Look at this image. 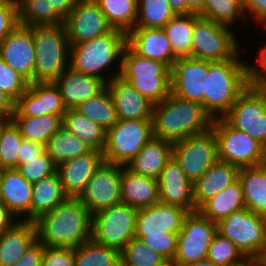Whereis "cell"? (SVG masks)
Segmentation results:
<instances>
[{
  "label": "cell",
  "mask_w": 266,
  "mask_h": 266,
  "mask_svg": "<svg viewBox=\"0 0 266 266\" xmlns=\"http://www.w3.org/2000/svg\"><path fill=\"white\" fill-rule=\"evenodd\" d=\"M92 216L78 198L67 197L33 221L37 240L44 246L76 249L92 238Z\"/></svg>",
  "instance_id": "cell-1"
},
{
  "label": "cell",
  "mask_w": 266,
  "mask_h": 266,
  "mask_svg": "<svg viewBox=\"0 0 266 266\" xmlns=\"http://www.w3.org/2000/svg\"><path fill=\"white\" fill-rule=\"evenodd\" d=\"M213 120L201 103L170 94L153 106V137L175 143L209 131Z\"/></svg>",
  "instance_id": "cell-2"
},
{
  "label": "cell",
  "mask_w": 266,
  "mask_h": 266,
  "mask_svg": "<svg viewBox=\"0 0 266 266\" xmlns=\"http://www.w3.org/2000/svg\"><path fill=\"white\" fill-rule=\"evenodd\" d=\"M238 52L232 59L210 61L203 80V107L213 119L223 117L251 84L247 64ZM241 58V59H240Z\"/></svg>",
  "instance_id": "cell-3"
},
{
  "label": "cell",
  "mask_w": 266,
  "mask_h": 266,
  "mask_svg": "<svg viewBox=\"0 0 266 266\" xmlns=\"http://www.w3.org/2000/svg\"><path fill=\"white\" fill-rule=\"evenodd\" d=\"M126 46L127 34L115 29L92 40L70 45V67L77 72L101 78L107 83L120 75L122 54ZM115 64L119 67L112 72L111 67H115ZM103 71L109 76L104 77Z\"/></svg>",
  "instance_id": "cell-4"
},
{
  "label": "cell",
  "mask_w": 266,
  "mask_h": 266,
  "mask_svg": "<svg viewBox=\"0 0 266 266\" xmlns=\"http://www.w3.org/2000/svg\"><path fill=\"white\" fill-rule=\"evenodd\" d=\"M34 83L55 82L70 66V42L64 23L33 26Z\"/></svg>",
  "instance_id": "cell-5"
},
{
  "label": "cell",
  "mask_w": 266,
  "mask_h": 266,
  "mask_svg": "<svg viewBox=\"0 0 266 266\" xmlns=\"http://www.w3.org/2000/svg\"><path fill=\"white\" fill-rule=\"evenodd\" d=\"M119 76L154 104L171 94V68L158 60L137 55L128 45L122 54Z\"/></svg>",
  "instance_id": "cell-6"
},
{
  "label": "cell",
  "mask_w": 266,
  "mask_h": 266,
  "mask_svg": "<svg viewBox=\"0 0 266 266\" xmlns=\"http://www.w3.org/2000/svg\"><path fill=\"white\" fill-rule=\"evenodd\" d=\"M211 129L217 140L218 161L239 168L266 163V148L245 132L233 128L223 117L215 118Z\"/></svg>",
  "instance_id": "cell-7"
},
{
  "label": "cell",
  "mask_w": 266,
  "mask_h": 266,
  "mask_svg": "<svg viewBox=\"0 0 266 266\" xmlns=\"http://www.w3.org/2000/svg\"><path fill=\"white\" fill-rule=\"evenodd\" d=\"M217 232L245 257L266 255V217L244 207L217 223Z\"/></svg>",
  "instance_id": "cell-8"
},
{
  "label": "cell",
  "mask_w": 266,
  "mask_h": 266,
  "mask_svg": "<svg viewBox=\"0 0 266 266\" xmlns=\"http://www.w3.org/2000/svg\"><path fill=\"white\" fill-rule=\"evenodd\" d=\"M234 30L198 16L192 32L191 57L208 61L232 59L240 50Z\"/></svg>",
  "instance_id": "cell-9"
},
{
  "label": "cell",
  "mask_w": 266,
  "mask_h": 266,
  "mask_svg": "<svg viewBox=\"0 0 266 266\" xmlns=\"http://www.w3.org/2000/svg\"><path fill=\"white\" fill-rule=\"evenodd\" d=\"M151 138L152 120H118L107 130L104 161L127 166Z\"/></svg>",
  "instance_id": "cell-10"
},
{
  "label": "cell",
  "mask_w": 266,
  "mask_h": 266,
  "mask_svg": "<svg viewBox=\"0 0 266 266\" xmlns=\"http://www.w3.org/2000/svg\"><path fill=\"white\" fill-rule=\"evenodd\" d=\"M138 209L118 203L92 216V240L121 252L134 238Z\"/></svg>",
  "instance_id": "cell-11"
},
{
  "label": "cell",
  "mask_w": 266,
  "mask_h": 266,
  "mask_svg": "<svg viewBox=\"0 0 266 266\" xmlns=\"http://www.w3.org/2000/svg\"><path fill=\"white\" fill-rule=\"evenodd\" d=\"M223 118L266 148V96L252 83L240 94Z\"/></svg>",
  "instance_id": "cell-12"
},
{
  "label": "cell",
  "mask_w": 266,
  "mask_h": 266,
  "mask_svg": "<svg viewBox=\"0 0 266 266\" xmlns=\"http://www.w3.org/2000/svg\"><path fill=\"white\" fill-rule=\"evenodd\" d=\"M217 233V223L198 210L189 212L178 234L177 251L171 266H181L207 258L209 246Z\"/></svg>",
  "instance_id": "cell-13"
},
{
  "label": "cell",
  "mask_w": 266,
  "mask_h": 266,
  "mask_svg": "<svg viewBox=\"0 0 266 266\" xmlns=\"http://www.w3.org/2000/svg\"><path fill=\"white\" fill-rule=\"evenodd\" d=\"M172 156L194 184L218 161L217 140L213 130L173 143Z\"/></svg>",
  "instance_id": "cell-14"
},
{
  "label": "cell",
  "mask_w": 266,
  "mask_h": 266,
  "mask_svg": "<svg viewBox=\"0 0 266 266\" xmlns=\"http://www.w3.org/2000/svg\"><path fill=\"white\" fill-rule=\"evenodd\" d=\"M123 165L103 161L78 199L92 215L121 203Z\"/></svg>",
  "instance_id": "cell-15"
},
{
  "label": "cell",
  "mask_w": 266,
  "mask_h": 266,
  "mask_svg": "<svg viewBox=\"0 0 266 266\" xmlns=\"http://www.w3.org/2000/svg\"><path fill=\"white\" fill-rule=\"evenodd\" d=\"M189 212L182 207L161 202L138 209L134 237H168L182 229Z\"/></svg>",
  "instance_id": "cell-16"
},
{
  "label": "cell",
  "mask_w": 266,
  "mask_h": 266,
  "mask_svg": "<svg viewBox=\"0 0 266 266\" xmlns=\"http://www.w3.org/2000/svg\"><path fill=\"white\" fill-rule=\"evenodd\" d=\"M64 25L70 45L92 40L113 30L94 0H77Z\"/></svg>",
  "instance_id": "cell-17"
},
{
  "label": "cell",
  "mask_w": 266,
  "mask_h": 266,
  "mask_svg": "<svg viewBox=\"0 0 266 266\" xmlns=\"http://www.w3.org/2000/svg\"><path fill=\"white\" fill-rule=\"evenodd\" d=\"M210 61L194 57L178 58L171 68V94L203 106V80Z\"/></svg>",
  "instance_id": "cell-18"
},
{
  "label": "cell",
  "mask_w": 266,
  "mask_h": 266,
  "mask_svg": "<svg viewBox=\"0 0 266 266\" xmlns=\"http://www.w3.org/2000/svg\"><path fill=\"white\" fill-rule=\"evenodd\" d=\"M0 57L29 83H34L35 46L32 27L18 24L0 43Z\"/></svg>",
  "instance_id": "cell-19"
},
{
  "label": "cell",
  "mask_w": 266,
  "mask_h": 266,
  "mask_svg": "<svg viewBox=\"0 0 266 266\" xmlns=\"http://www.w3.org/2000/svg\"><path fill=\"white\" fill-rule=\"evenodd\" d=\"M66 111L60 91L54 82L29 83L27 90L15 102L12 117L63 115Z\"/></svg>",
  "instance_id": "cell-20"
},
{
  "label": "cell",
  "mask_w": 266,
  "mask_h": 266,
  "mask_svg": "<svg viewBox=\"0 0 266 266\" xmlns=\"http://www.w3.org/2000/svg\"><path fill=\"white\" fill-rule=\"evenodd\" d=\"M160 202L195 211L193 183L186 177L178 162L172 156L158 178Z\"/></svg>",
  "instance_id": "cell-21"
},
{
  "label": "cell",
  "mask_w": 266,
  "mask_h": 266,
  "mask_svg": "<svg viewBox=\"0 0 266 266\" xmlns=\"http://www.w3.org/2000/svg\"><path fill=\"white\" fill-rule=\"evenodd\" d=\"M104 161L101 151L93 149L57 166L63 192L67 197L78 198L97 168Z\"/></svg>",
  "instance_id": "cell-22"
},
{
  "label": "cell",
  "mask_w": 266,
  "mask_h": 266,
  "mask_svg": "<svg viewBox=\"0 0 266 266\" xmlns=\"http://www.w3.org/2000/svg\"><path fill=\"white\" fill-rule=\"evenodd\" d=\"M108 87L115 103L118 120H152L153 106L121 76L110 79Z\"/></svg>",
  "instance_id": "cell-23"
},
{
  "label": "cell",
  "mask_w": 266,
  "mask_h": 266,
  "mask_svg": "<svg viewBox=\"0 0 266 266\" xmlns=\"http://www.w3.org/2000/svg\"><path fill=\"white\" fill-rule=\"evenodd\" d=\"M32 189L33 184L25 180L16 169L0 171V202L18 220L31 221Z\"/></svg>",
  "instance_id": "cell-24"
},
{
  "label": "cell",
  "mask_w": 266,
  "mask_h": 266,
  "mask_svg": "<svg viewBox=\"0 0 266 266\" xmlns=\"http://www.w3.org/2000/svg\"><path fill=\"white\" fill-rule=\"evenodd\" d=\"M127 45L137 55L158 60L170 68L178 59L163 28L135 27L127 34Z\"/></svg>",
  "instance_id": "cell-25"
},
{
  "label": "cell",
  "mask_w": 266,
  "mask_h": 266,
  "mask_svg": "<svg viewBox=\"0 0 266 266\" xmlns=\"http://www.w3.org/2000/svg\"><path fill=\"white\" fill-rule=\"evenodd\" d=\"M54 83L67 109L76 108L82 101L96 96L107 84L101 78L77 72L70 66Z\"/></svg>",
  "instance_id": "cell-26"
},
{
  "label": "cell",
  "mask_w": 266,
  "mask_h": 266,
  "mask_svg": "<svg viewBox=\"0 0 266 266\" xmlns=\"http://www.w3.org/2000/svg\"><path fill=\"white\" fill-rule=\"evenodd\" d=\"M240 168L217 161L194 184L193 200L195 211L206 201L238 180Z\"/></svg>",
  "instance_id": "cell-27"
},
{
  "label": "cell",
  "mask_w": 266,
  "mask_h": 266,
  "mask_svg": "<svg viewBox=\"0 0 266 266\" xmlns=\"http://www.w3.org/2000/svg\"><path fill=\"white\" fill-rule=\"evenodd\" d=\"M121 202L137 209L160 202L158 180L136 174L123 166Z\"/></svg>",
  "instance_id": "cell-28"
},
{
  "label": "cell",
  "mask_w": 266,
  "mask_h": 266,
  "mask_svg": "<svg viewBox=\"0 0 266 266\" xmlns=\"http://www.w3.org/2000/svg\"><path fill=\"white\" fill-rule=\"evenodd\" d=\"M36 240L34 222L17 221L0 235V266H13Z\"/></svg>",
  "instance_id": "cell-29"
},
{
  "label": "cell",
  "mask_w": 266,
  "mask_h": 266,
  "mask_svg": "<svg viewBox=\"0 0 266 266\" xmlns=\"http://www.w3.org/2000/svg\"><path fill=\"white\" fill-rule=\"evenodd\" d=\"M173 143L151 138L127 167L136 174L157 179L166 162L172 157Z\"/></svg>",
  "instance_id": "cell-30"
},
{
  "label": "cell",
  "mask_w": 266,
  "mask_h": 266,
  "mask_svg": "<svg viewBox=\"0 0 266 266\" xmlns=\"http://www.w3.org/2000/svg\"><path fill=\"white\" fill-rule=\"evenodd\" d=\"M238 180L246 208L266 217V163L240 168Z\"/></svg>",
  "instance_id": "cell-31"
},
{
  "label": "cell",
  "mask_w": 266,
  "mask_h": 266,
  "mask_svg": "<svg viewBox=\"0 0 266 266\" xmlns=\"http://www.w3.org/2000/svg\"><path fill=\"white\" fill-rule=\"evenodd\" d=\"M66 198L58 172L33 183L31 221L52 211Z\"/></svg>",
  "instance_id": "cell-32"
},
{
  "label": "cell",
  "mask_w": 266,
  "mask_h": 266,
  "mask_svg": "<svg viewBox=\"0 0 266 266\" xmlns=\"http://www.w3.org/2000/svg\"><path fill=\"white\" fill-rule=\"evenodd\" d=\"M245 206L242 185L239 180L206 201L198 211L212 222L218 223Z\"/></svg>",
  "instance_id": "cell-33"
},
{
  "label": "cell",
  "mask_w": 266,
  "mask_h": 266,
  "mask_svg": "<svg viewBox=\"0 0 266 266\" xmlns=\"http://www.w3.org/2000/svg\"><path fill=\"white\" fill-rule=\"evenodd\" d=\"M92 150L91 146L80 140L63 125L45 144V151L57 166L80 155L90 153Z\"/></svg>",
  "instance_id": "cell-34"
},
{
  "label": "cell",
  "mask_w": 266,
  "mask_h": 266,
  "mask_svg": "<svg viewBox=\"0 0 266 266\" xmlns=\"http://www.w3.org/2000/svg\"><path fill=\"white\" fill-rule=\"evenodd\" d=\"M63 126L93 149L103 152L107 131L75 108H69L63 114Z\"/></svg>",
  "instance_id": "cell-35"
},
{
  "label": "cell",
  "mask_w": 266,
  "mask_h": 266,
  "mask_svg": "<svg viewBox=\"0 0 266 266\" xmlns=\"http://www.w3.org/2000/svg\"><path fill=\"white\" fill-rule=\"evenodd\" d=\"M198 13L175 15L164 27L177 58L191 57L192 32Z\"/></svg>",
  "instance_id": "cell-36"
},
{
  "label": "cell",
  "mask_w": 266,
  "mask_h": 266,
  "mask_svg": "<svg viewBox=\"0 0 266 266\" xmlns=\"http://www.w3.org/2000/svg\"><path fill=\"white\" fill-rule=\"evenodd\" d=\"M24 139L45 145L63 125V115L12 117Z\"/></svg>",
  "instance_id": "cell-37"
},
{
  "label": "cell",
  "mask_w": 266,
  "mask_h": 266,
  "mask_svg": "<svg viewBox=\"0 0 266 266\" xmlns=\"http://www.w3.org/2000/svg\"><path fill=\"white\" fill-rule=\"evenodd\" d=\"M75 109L106 131L118 121L115 103L107 86L96 96L82 101Z\"/></svg>",
  "instance_id": "cell-38"
},
{
  "label": "cell",
  "mask_w": 266,
  "mask_h": 266,
  "mask_svg": "<svg viewBox=\"0 0 266 266\" xmlns=\"http://www.w3.org/2000/svg\"><path fill=\"white\" fill-rule=\"evenodd\" d=\"M105 15L109 25L128 34L135 28L138 16L137 0H94Z\"/></svg>",
  "instance_id": "cell-39"
},
{
  "label": "cell",
  "mask_w": 266,
  "mask_h": 266,
  "mask_svg": "<svg viewBox=\"0 0 266 266\" xmlns=\"http://www.w3.org/2000/svg\"><path fill=\"white\" fill-rule=\"evenodd\" d=\"M75 266H121L120 252L91 239L75 249Z\"/></svg>",
  "instance_id": "cell-40"
},
{
  "label": "cell",
  "mask_w": 266,
  "mask_h": 266,
  "mask_svg": "<svg viewBox=\"0 0 266 266\" xmlns=\"http://www.w3.org/2000/svg\"><path fill=\"white\" fill-rule=\"evenodd\" d=\"M198 15L229 28L234 24L236 26L235 21L241 17L245 18V22L247 18L243 11V0H204L203 9Z\"/></svg>",
  "instance_id": "cell-41"
},
{
  "label": "cell",
  "mask_w": 266,
  "mask_h": 266,
  "mask_svg": "<svg viewBox=\"0 0 266 266\" xmlns=\"http://www.w3.org/2000/svg\"><path fill=\"white\" fill-rule=\"evenodd\" d=\"M23 136L12 119L0 123V162L2 169H16Z\"/></svg>",
  "instance_id": "cell-42"
},
{
  "label": "cell",
  "mask_w": 266,
  "mask_h": 266,
  "mask_svg": "<svg viewBox=\"0 0 266 266\" xmlns=\"http://www.w3.org/2000/svg\"><path fill=\"white\" fill-rule=\"evenodd\" d=\"M121 266H171L141 239L132 238L120 252Z\"/></svg>",
  "instance_id": "cell-43"
},
{
  "label": "cell",
  "mask_w": 266,
  "mask_h": 266,
  "mask_svg": "<svg viewBox=\"0 0 266 266\" xmlns=\"http://www.w3.org/2000/svg\"><path fill=\"white\" fill-rule=\"evenodd\" d=\"M135 27L163 28L174 16L167 0H137Z\"/></svg>",
  "instance_id": "cell-44"
},
{
  "label": "cell",
  "mask_w": 266,
  "mask_h": 266,
  "mask_svg": "<svg viewBox=\"0 0 266 266\" xmlns=\"http://www.w3.org/2000/svg\"><path fill=\"white\" fill-rule=\"evenodd\" d=\"M246 257L237 246L218 232L209 246L207 259L218 266H230L241 262Z\"/></svg>",
  "instance_id": "cell-45"
},
{
  "label": "cell",
  "mask_w": 266,
  "mask_h": 266,
  "mask_svg": "<svg viewBox=\"0 0 266 266\" xmlns=\"http://www.w3.org/2000/svg\"><path fill=\"white\" fill-rule=\"evenodd\" d=\"M16 170L25 180L33 184L42 178L55 174L57 165L52 161L48 153L44 151L36 158L26 160L24 164H19Z\"/></svg>",
  "instance_id": "cell-46"
},
{
  "label": "cell",
  "mask_w": 266,
  "mask_h": 266,
  "mask_svg": "<svg viewBox=\"0 0 266 266\" xmlns=\"http://www.w3.org/2000/svg\"><path fill=\"white\" fill-rule=\"evenodd\" d=\"M19 24L33 27L48 25L47 0H17Z\"/></svg>",
  "instance_id": "cell-47"
},
{
  "label": "cell",
  "mask_w": 266,
  "mask_h": 266,
  "mask_svg": "<svg viewBox=\"0 0 266 266\" xmlns=\"http://www.w3.org/2000/svg\"><path fill=\"white\" fill-rule=\"evenodd\" d=\"M28 86L29 82L0 57V90L16 102Z\"/></svg>",
  "instance_id": "cell-48"
},
{
  "label": "cell",
  "mask_w": 266,
  "mask_h": 266,
  "mask_svg": "<svg viewBox=\"0 0 266 266\" xmlns=\"http://www.w3.org/2000/svg\"><path fill=\"white\" fill-rule=\"evenodd\" d=\"M140 239L144 244L162 255L170 264L173 262L177 251V233L168 232V237H141Z\"/></svg>",
  "instance_id": "cell-49"
},
{
  "label": "cell",
  "mask_w": 266,
  "mask_h": 266,
  "mask_svg": "<svg viewBox=\"0 0 266 266\" xmlns=\"http://www.w3.org/2000/svg\"><path fill=\"white\" fill-rule=\"evenodd\" d=\"M41 266H75V249L45 246Z\"/></svg>",
  "instance_id": "cell-50"
},
{
  "label": "cell",
  "mask_w": 266,
  "mask_h": 266,
  "mask_svg": "<svg viewBox=\"0 0 266 266\" xmlns=\"http://www.w3.org/2000/svg\"><path fill=\"white\" fill-rule=\"evenodd\" d=\"M19 24L18 2L10 0L6 5L0 6V43Z\"/></svg>",
  "instance_id": "cell-51"
},
{
  "label": "cell",
  "mask_w": 266,
  "mask_h": 266,
  "mask_svg": "<svg viewBox=\"0 0 266 266\" xmlns=\"http://www.w3.org/2000/svg\"><path fill=\"white\" fill-rule=\"evenodd\" d=\"M256 62L247 64V72L251 83L259 90L266 86V41L259 50Z\"/></svg>",
  "instance_id": "cell-52"
},
{
  "label": "cell",
  "mask_w": 266,
  "mask_h": 266,
  "mask_svg": "<svg viewBox=\"0 0 266 266\" xmlns=\"http://www.w3.org/2000/svg\"><path fill=\"white\" fill-rule=\"evenodd\" d=\"M48 2V25H58L70 14L77 0H47Z\"/></svg>",
  "instance_id": "cell-53"
},
{
  "label": "cell",
  "mask_w": 266,
  "mask_h": 266,
  "mask_svg": "<svg viewBox=\"0 0 266 266\" xmlns=\"http://www.w3.org/2000/svg\"><path fill=\"white\" fill-rule=\"evenodd\" d=\"M44 247L36 240L13 266H41Z\"/></svg>",
  "instance_id": "cell-54"
},
{
  "label": "cell",
  "mask_w": 266,
  "mask_h": 266,
  "mask_svg": "<svg viewBox=\"0 0 266 266\" xmlns=\"http://www.w3.org/2000/svg\"><path fill=\"white\" fill-rule=\"evenodd\" d=\"M245 16L251 15L252 20L257 22V27L266 21V0H243Z\"/></svg>",
  "instance_id": "cell-55"
},
{
  "label": "cell",
  "mask_w": 266,
  "mask_h": 266,
  "mask_svg": "<svg viewBox=\"0 0 266 266\" xmlns=\"http://www.w3.org/2000/svg\"><path fill=\"white\" fill-rule=\"evenodd\" d=\"M18 154V165L26 163V160L36 158L45 151V145L23 139Z\"/></svg>",
  "instance_id": "cell-56"
},
{
  "label": "cell",
  "mask_w": 266,
  "mask_h": 266,
  "mask_svg": "<svg viewBox=\"0 0 266 266\" xmlns=\"http://www.w3.org/2000/svg\"><path fill=\"white\" fill-rule=\"evenodd\" d=\"M15 112V102L0 90V119L2 121L12 119Z\"/></svg>",
  "instance_id": "cell-57"
},
{
  "label": "cell",
  "mask_w": 266,
  "mask_h": 266,
  "mask_svg": "<svg viewBox=\"0 0 266 266\" xmlns=\"http://www.w3.org/2000/svg\"><path fill=\"white\" fill-rule=\"evenodd\" d=\"M17 221L19 220L0 202V235L10 229Z\"/></svg>",
  "instance_id": "cell-58"
},
{
  "label": "cell",
  "mask_w": 266,
  "mask_h": 266,
  "mask_svg": "<svg viewBox=\"0 0 266 266\" xmlns=\"http://www.w3.org/2000/svg\"><path fill=\"white\" fill-rule=\"evenodd\" d=\"M175 15L194 13L187 5V0H167Z\"/></svg>",
  "instance_id": "cell-59"
},
{
  "label": "cell",
  "mask_w": 266,
  "mask_h": 266,
  "mask_svg": "<svg viewBox=\"0 0 266 266\" xmlns=\"http://www.w3.org/2000/svg\"><path fill=\"white\" fill-rule=\"evenodd\" d=\"M248 266H266V255L248 257Z\"/></svg>",
  "instance_id": "cell-60"
},
{
  "label": "cell",
  "mask_w": 266,
  "mask_h": 266,
  "mask_svg": "<svg viewBox=\"0 0 266 266\" xmlns=\"http://www.w3.org/2000/svg\"><path fill=\"white\" fill-rule=\"evenodd\" d=\"M187 5L194 13H199L203 9L204 0H187Z\"/></svg>",
  "instance_id": "cell-61"
},
{
  "label": "cell",
  "mask_w": 266,
  "mask_h": 266,
  "mask_svg": "<svg viewBox=\"0 0 266 266\" xmlns=\"http://www.w3.org/2000/svg\"><path fill=\"white\" fill-rule=\"evenodd\" d=\"M181 266H218V265H216L214 262L206 258L196 262L187 263Z\"/></svg>",
  "instance_id": "cell-62"
},
{
  "label": "cell",
  "mask_w": 266,
  "mask_h": 266,
  "mask_svg": "<svg viewBox=\"0 0 266 266\" xmlns=\"http://www.w3.org/2000/svg\"><path fill=\"white\" fill-rule=\"evenodd\" d=\"M230 266H248V257H246L241 262L233 264V265H230Z\"/></svg>",
  "instance_id": "cell-63"
},
{
  "label": "cell",
  "mask_w": 266,
  "mask_h": 266,
  "mask_svg": "<svg viewBox=\"0 0 266 266\" xmlns=\"http://www.w3.org/2000/svg\"><path fill=\"white\" fill-rule=\"evenodd\" d=\"M10 0H0V6L6 5Z\"/></svg>",
  "instance_id": "cell-64"
},
{
  "label": "cell",
  "mask_w": 266,
  "mask_h": 266,
  "mask_svg": "<svg viewBox=\"0 0 266 266\" xmlns=\"http://www.w3.org/2000/svg\"><path fill=\"white\" fill-rule=\"evenodd\" d=\"M263 93H264V95L266 96V86L261 90Z\"/></svg>",
  "instance_id": "cell-65"
},
{
  "label": "cell",
  "mask_w": 266,
  "mask_h": 266,
  "mask_svg": "<svg viewBox=\"0 0 266 266\" xmlns=\"http://www.w3.org/2000/svg\"><path fill=\"white\" fill-rule=\"evenodd\" d=\"M262 25H263V27L265 26L263 29H265V30H266V21H265V22H263V23L261 24V26H262Z\"/></svg>",
  "instance_id": "cell-66"
}]
</instances>
